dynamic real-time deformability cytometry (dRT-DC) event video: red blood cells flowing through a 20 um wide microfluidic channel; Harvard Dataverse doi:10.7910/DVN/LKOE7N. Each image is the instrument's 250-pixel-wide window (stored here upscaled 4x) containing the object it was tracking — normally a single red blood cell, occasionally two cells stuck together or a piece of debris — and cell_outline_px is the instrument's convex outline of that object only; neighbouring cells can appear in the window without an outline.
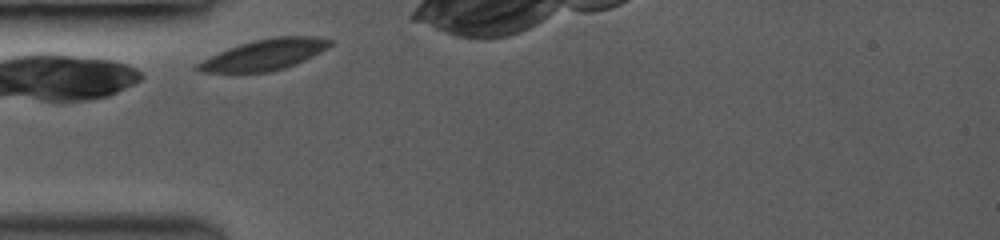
{"species": "common noctule bat (a hibernating species)", "species_latin": "Nyctalus noctula", "temperature_condition": "room temperature", "stored_images_in_passage": 5, "camera_frame_rate_fps": 3500, "um_per_image_px": 0.085, "animal": {"sex": "female", "body_mass_g": 19.0, "forearm_length_mm": 53.3}, "frame": {"image": 1, "passage_image": 1, "time_ms": 0.0, "image_size_px": [1000, 240], "cell_outline_px": [[332, 44], [328, 48], [296, 64], [284, 68], [268, 72], [200, 72], [192, 68], [196, 64], [228, 48], [240, 44], [256, 40], [276, 36], [312, 36], [332, 40]], "centroid_in_image_um": [22.49, 4.65], "position_along_channel_um": 62.5, "area_um2": 23.47}}